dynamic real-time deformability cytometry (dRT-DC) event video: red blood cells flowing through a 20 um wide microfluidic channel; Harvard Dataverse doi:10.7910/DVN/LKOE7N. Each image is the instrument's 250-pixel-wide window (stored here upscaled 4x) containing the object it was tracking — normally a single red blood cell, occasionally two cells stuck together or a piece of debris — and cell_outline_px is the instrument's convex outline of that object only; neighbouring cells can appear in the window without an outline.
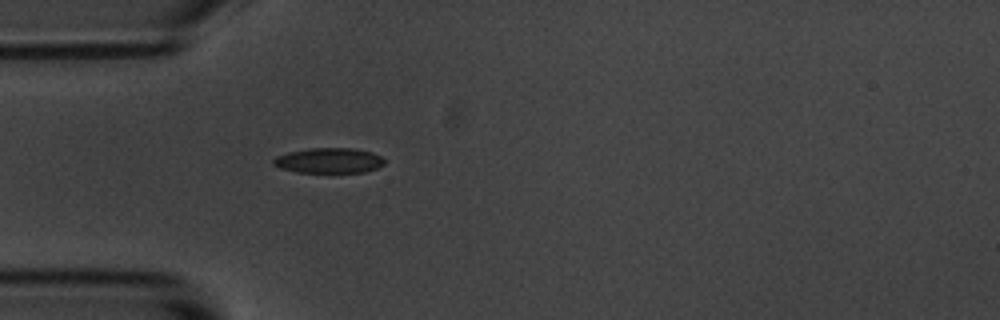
{"species": "common noctule bat (a hibernating species)", "species_latin": "Nyctalus noctula", "temperature_condition": "room temperature", "stored_images_in_passage": 1, "camera_frame_rate_fps": 3000, "um_per_image_px": 0.085, "animal": {"sex": "male", "body_mass_g": 20.1, "forearm_length_mm": 53.5}, "frame": {"image": 1, "passage_image": 1, "time_ms": 0.0, "image_size_px": [1000, 320], "cell_outline_px": [[384, 164], [376, 168], [364, 172], [296, 172], [280, 168], [272, 164], [272, 160], [276, 156], [288, 152], [312, 148], [352, 148], [372, 152], [380, 156], [384, 160]], "centroid_in_image_um": [27.93, 13.64], "position_along_channel_um": 57.1, "area_um2": 16.24}}